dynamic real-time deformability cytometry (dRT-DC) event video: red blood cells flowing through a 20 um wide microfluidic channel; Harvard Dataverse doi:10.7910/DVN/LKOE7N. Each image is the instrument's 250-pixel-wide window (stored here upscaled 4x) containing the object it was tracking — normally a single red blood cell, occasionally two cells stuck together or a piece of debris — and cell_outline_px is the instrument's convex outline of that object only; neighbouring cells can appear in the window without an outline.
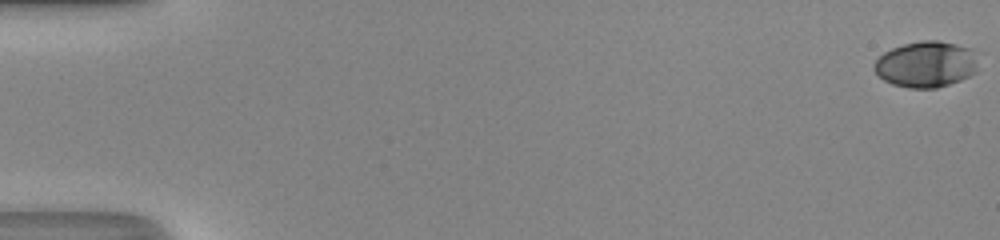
{"species": "human", "species_latin": "Homo sapiens", "temperature_condition": "room temperature", "stored_images_in_passage": 51, "camera_frame_rate_fps": 3000, "um_per_image_px": 0.085, "donor": {"sex": "male"}, "frame": {"image": 1, "passage_image": 1, "time_ms": 0.0, "image_size_px": [1000, 240], "cell_outline_px": [[976, 72], [960, 80], [936, 88], [908, 88], [892, 84], [884, 80], [872, 68], [872, 64], [884, 52], [892, 48], [904, 44], [920, 40], [936, 40], [956, 44], [972, 48]], "centroid_in_image_um": [78.66, 5.46], "position_along_channel_um": 6.3, "area_um2": 27.74}}
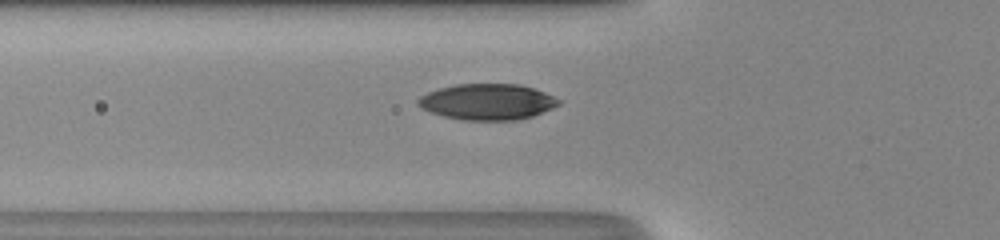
{"frame": {"image": 2, "passage_image": 20, "time_ms": 6.333, "image_size_px": [1000, 240], "cell_outline_px": [[564, 100], [560, 104], [552, 108], [532, 116], [516, 120], [464, 120], [444, 116], [420, 108], [416, 104], [416, 100], [420, 96], [428, 92], [440, 88], [456, 84], [520, 84], [544, 92]], "centroid_in_image_um": [41.43, 8.65], "position_along_channel_um": 84.4, "area_um2": 29.54}}
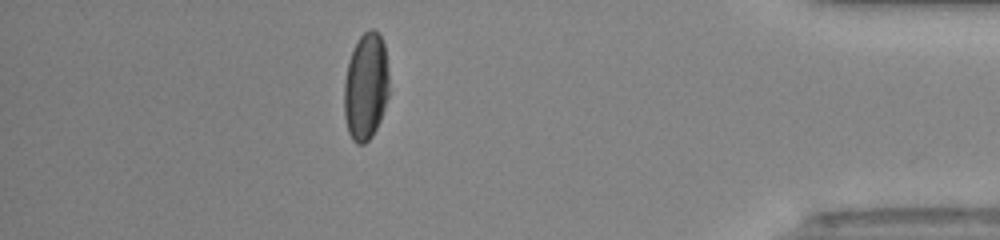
{"frame": {"image": 3, "passage_image": 45, "time_ms": 14.667, "image_size_px": [1000, 240], "cell_outline_px": [[388, 96], [380, 120], [372, 136], [364, 144], [356, 144], [352, 140], [348, 132], [344, 116], [344, 80], [348, 60], [352, 48], [360, 36], [368, 28], [372, 28], [380, 36], [384, 44], [388, 72]], "centroid_in_image_um": [31.07, 7.36], "position_along_channel_um": 404.1, "area_um2": 28.32}, "authors_computed_cell_mechanics": {"area_um2": 28.611, "velocity_mm_per_s": 4.3441, "shape_relaxation_time_tau1_ms": 3.4457, "shape_relaxation_time_tau2_ms": 1.0104, "deformation_change_tau1": 0.1727, "deformation_change_tau2": 0.0468}}